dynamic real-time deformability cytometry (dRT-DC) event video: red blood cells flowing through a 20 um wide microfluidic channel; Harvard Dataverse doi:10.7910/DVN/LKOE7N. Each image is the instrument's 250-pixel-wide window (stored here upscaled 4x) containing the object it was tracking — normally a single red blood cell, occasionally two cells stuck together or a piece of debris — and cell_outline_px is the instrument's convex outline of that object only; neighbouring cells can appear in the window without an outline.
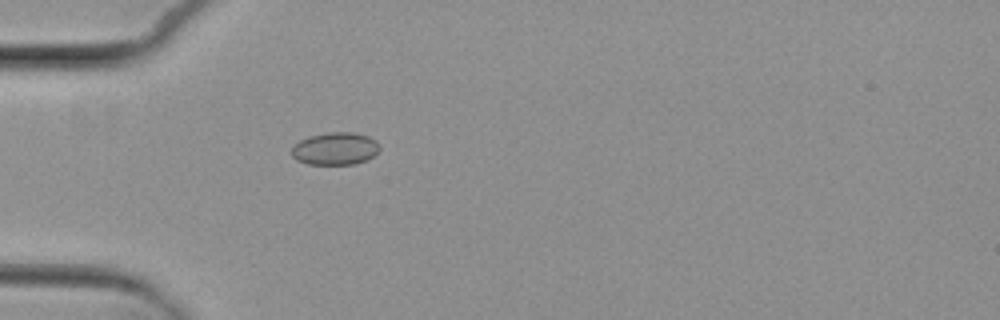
{"species": "common noctule bat (a hibernating species)", "species_latin": "Nyctalus noctula", "temperature_condition": "cold", "stored_images_in_passage": 5, "camera_frame_rate_fps": 3000, "um_per_image_px": 0.085, "animal": {"sex": "female", "body_mass_g": 29.2, "forearm_length_mm": 56.3}, "frame": {"image": 1, "passage_image": 5, "time_ms": 4.667, "image_size_px": [1000, 320], "cell_outline_px": [[380, 148], [372, 156], [364, 160], [352, 164], [308, 164], [296, 160], [292, 156], [292, 144], [308, 136], [328, 132], [352, 132], [368, 136], [376, 140], [380, 144]], "centroid_in_image_um": [28.46, 12.62], "position_along_channel_um": 56.5, "area_um2": 16.7}}